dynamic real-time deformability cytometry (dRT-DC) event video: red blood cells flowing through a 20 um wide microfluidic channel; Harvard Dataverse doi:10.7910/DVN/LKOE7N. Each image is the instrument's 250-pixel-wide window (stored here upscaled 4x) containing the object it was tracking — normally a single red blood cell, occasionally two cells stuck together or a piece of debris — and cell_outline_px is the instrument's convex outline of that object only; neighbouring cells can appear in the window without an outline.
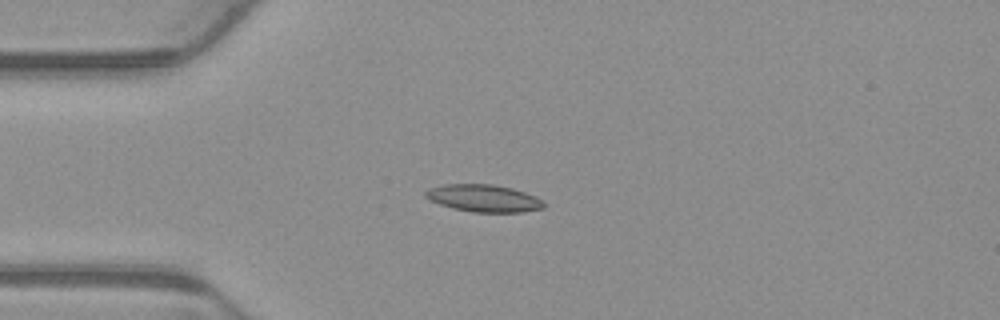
{"species": "common noctule bat (a hibernating species)", "species_latin": "Nyctalus noctula", "temperature_condition": "warm", "stored_images_in_passage": 4, "camera_frame_rate_fps": 3000, "um_per_image_px": 0.085, "animal": {"sex": "male", "body_mass_g": 23.1, "forearm_length_mm": 52.7}, "frame": {"image": 1, "passage_image": 3, "time_ms": 0.667, "image_size_px": [1000, 320], "cell_outline_px": [[544, 208], [520, 212], [472, 212], [452, 208], [440, 204], [424, 196], [424, 192], [432, 188], [444, 184], [492, 184], [512, 188], [536, 196], [544, 200]], "centroid_in_image_um": [41.14, 16.85], "position_along_channel_um": 43.9, "area_um2": 18.73}}
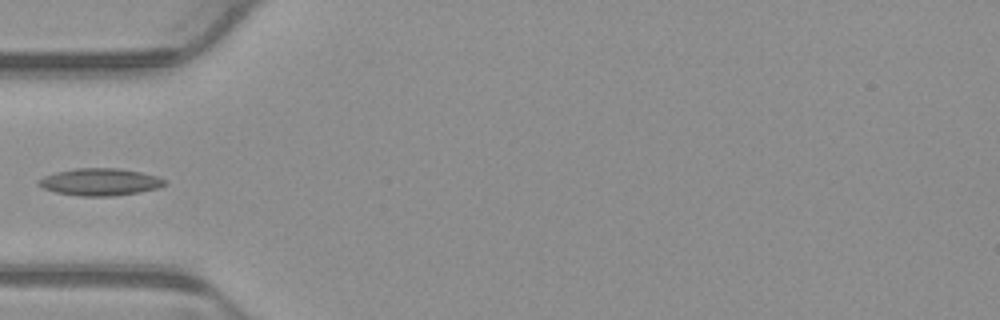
{"frame": {"image": 2, "passage_image": 4, "time_ms": 1.0, "image_size_px": [1000, 320], "cell_outline_px": [[168, 184], [160, 188], [140, 192], [112, 196], [80, 196], [56, 192], [44, 188], [36, 184], [36, 180], [44, 176], [56, 172], [76, 168], [116, 168], [140, 172], [160, 176], [168, 180]], "centroid_in_image_um": [8.55, 15.46], "position_along_channel_um": 76.4, "area_um2": 20.23}}